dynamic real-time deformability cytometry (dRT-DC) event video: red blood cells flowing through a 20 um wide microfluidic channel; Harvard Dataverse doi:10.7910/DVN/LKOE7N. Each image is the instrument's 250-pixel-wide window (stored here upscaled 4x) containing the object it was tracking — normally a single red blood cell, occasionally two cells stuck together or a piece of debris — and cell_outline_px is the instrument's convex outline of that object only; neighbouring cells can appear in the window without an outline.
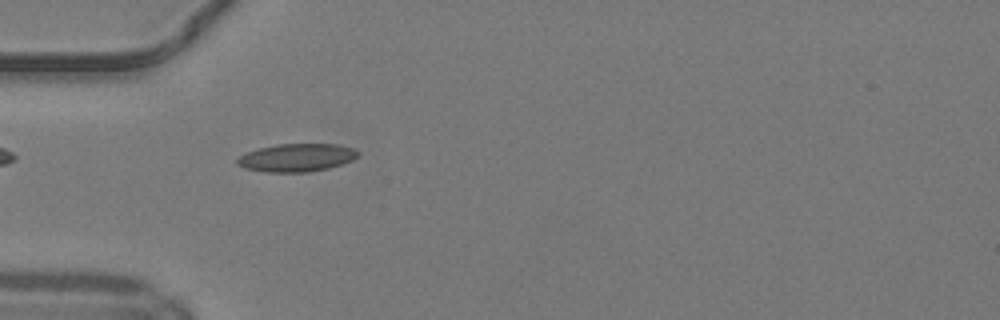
{"species": "common noctule bat (a hibernating species)", "species_latin": "Nyctalus noctula", "temperature_condition": "warm", "stored_images_in_passage": 35, "camera_frame_rate_fps": 3000, "um_per_image_px": 0.085, "animal": {"sex": "male", "body_mass_g": 19.2, "forearm_length_mm": 51.8}, "frame": {"image": 1, "passage_image": 1, "time_ms": 0.0, "image_size_px": [1000, 320], "cell_outline_px": [[360, 156], [352, 160], [328, 168], [308, 172], [264, 172], [244, 168], [236, 164], [236, 160], [240, 156], [248, 152], [260, 148], [276, 144], [336, 144], [352, 148], [360, 152]], "centroid_in_image_um": [25.22, 13.4], "position_along_channel_um": 59.8, "area_um2": 19.65}, "authors_computed_cell_mechanics": {"area_um2": 18.1492, "velocity_mm_per_s": 4.2088, "shape_relaxation_time_tau1_ms": 6.3241, "shape_relaxation_time_tau2_ms": 1.3853, "deformation_change_tau1": 0.1491, "deformation_change_tau2": 0.0681}}